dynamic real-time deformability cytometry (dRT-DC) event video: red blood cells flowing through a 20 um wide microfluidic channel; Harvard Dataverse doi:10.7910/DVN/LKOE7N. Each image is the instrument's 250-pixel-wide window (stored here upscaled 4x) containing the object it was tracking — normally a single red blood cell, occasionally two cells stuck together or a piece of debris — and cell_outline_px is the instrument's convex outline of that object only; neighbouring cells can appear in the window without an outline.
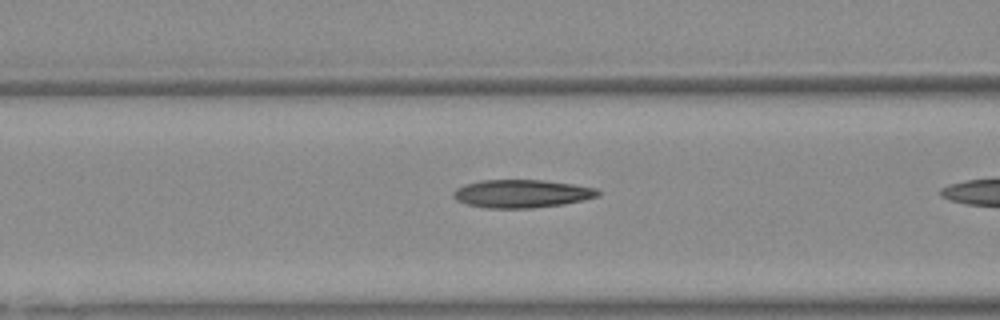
{"species": "Egyptian fruit bat (a non-hibernating species)", "species_latin": "Rousettus aegyptiacus", "temperature_condition": "warm", "stored_images_in_passage": 10, "camera_frame_rate_fps": 3000, "um_per_image_px": 0.085, "animal": {"sex": "female"}, "frame": {"image": 1, "passage_image": 6, "time_ms": 1.667, "image_size_px": [1000, 320], "cell_outline_px": [[600, 192], [596, 196], [564, 204], [532, 208], [488, 208], [468, 204], [456, 200], [452, 196], [452, 192], [456, 188], [464, 184], [480, 180], [544, 180], [572, 184], [596, 188]], "centroid_in_image_um": [44.28, 16.45], "position_along_channel_um": 122.3, "area_um2": 23.52}}
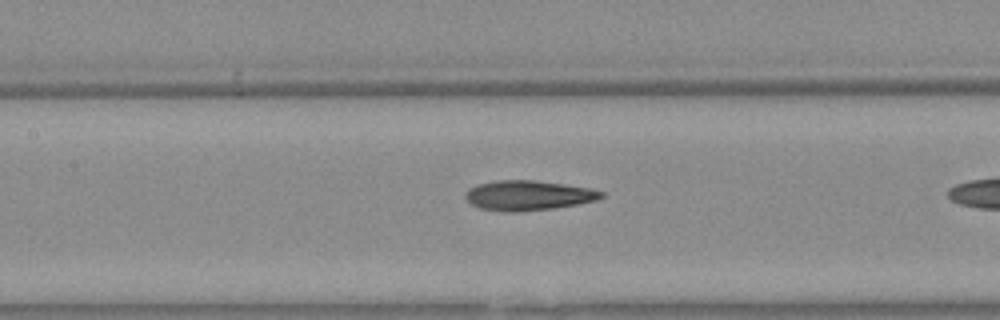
{"frame": {"image": 2, "passage_image": 9, "time_ms": 2.667, "image_size_px": [1000, 320], "cell_outline_px": [[604, 196], [596, 200], [576, 204], [552, 208], [512, 212], [508, 212], [480, 208], [472, 204], [464, 196], [468, 188], [480, 184], [496, 180], [536, 180], [592, 188], [604, 192]], "centroid_in_image_um": [44.91, 16.6], "position_along_channel_um": 162.5, "area_um2": 23.47}}